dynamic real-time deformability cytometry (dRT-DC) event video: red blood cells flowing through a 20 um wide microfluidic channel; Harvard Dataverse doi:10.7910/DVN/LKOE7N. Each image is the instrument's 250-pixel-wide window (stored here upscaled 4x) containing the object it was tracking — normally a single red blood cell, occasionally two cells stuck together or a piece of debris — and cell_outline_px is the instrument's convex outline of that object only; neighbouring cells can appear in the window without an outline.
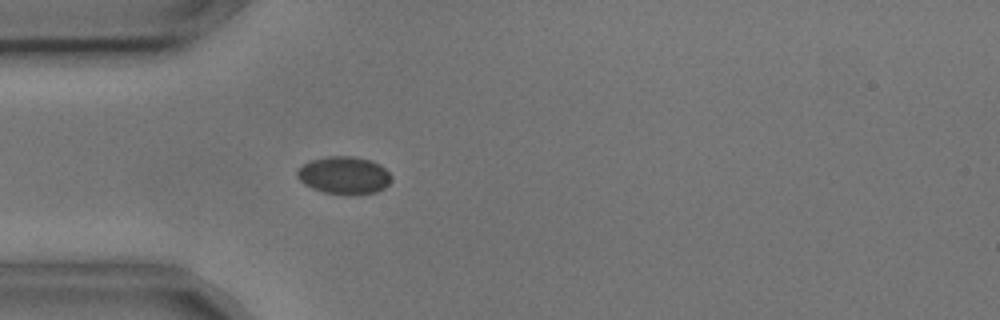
{"species": "common noctule bat (a hibernating species)", "species_latin": "Nyctalus noctula", "temperature_condition": "cold", "stored_images_in_passage": 4, "camera_frame_rate_fps": 3000, "um_per_image_px": 0.085, "animal": {"sex": "male", "body_mass_g": 17.9, "forearm_length_mm": 54.2}, "frame": {"image": 1, "passage_image": 4, "time_ms": 1.0, "image_size_px": [1000, 320], "cell_outline_px": [[392, 180], [384, 188], [376, 192], [356, 196], [352, 196], [324, 192], [312, 188], [304, 184], [296, 176], [296, 172], [304, 164], [312, 160], [328, 156], [352, 156], [372, 160], [380, 164], [392, 176]], "centroid_in_image_um": [29.28, 14.92], "position_along_channel_um": 55.7, "area_um2": 20.87}}